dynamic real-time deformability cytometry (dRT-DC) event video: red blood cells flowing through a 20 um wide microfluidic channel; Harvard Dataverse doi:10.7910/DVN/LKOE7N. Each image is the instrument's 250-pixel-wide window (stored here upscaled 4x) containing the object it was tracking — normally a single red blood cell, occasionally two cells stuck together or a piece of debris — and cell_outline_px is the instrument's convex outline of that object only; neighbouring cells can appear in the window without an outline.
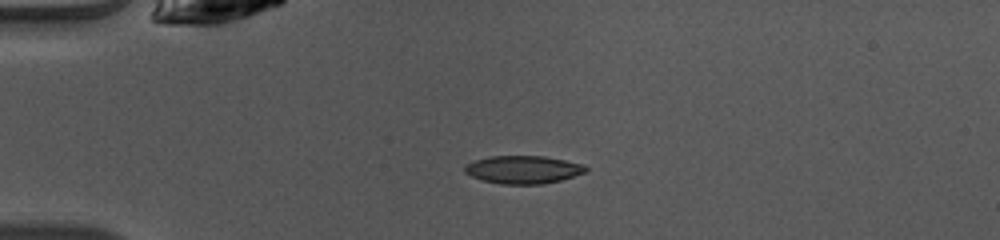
{"species": "common noctule bat (a hibernating species)", "species_latin": "Nyctalus noctula", "temperature_condition": "warm", "stored_images_in_passage": 38, "camera_frame_rate_fps": 3000, "um_per_image_px": 0.085, "animal": {"sex": "female", "body_mass_g": 10.0, "forearm_length_mm": 53.1}, "frame": {"image": 1, "passage_image": 1, "time_ms": 0.0, "image_size_px": [1000, 240], "cell_outline_px": [[588, 168], [584, 172], [560, 180], [540, 184], [500, 184], [480, 180], [464, 172], [464, 164], [488, 156], [544, 156], [584, 164]], "centroid_in_image_um": [44.42, 14.41], "position_along_channel_um": 40.6, "area_um2": 19.65}}
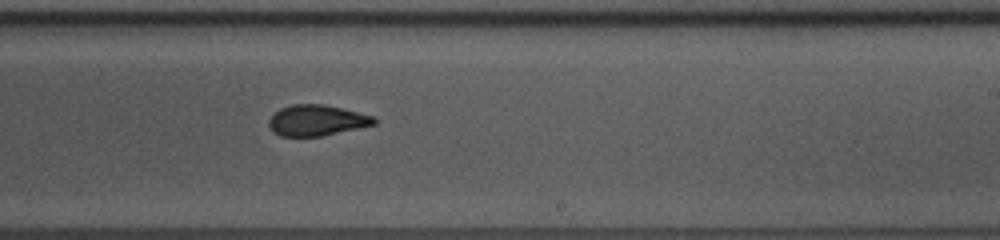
{"frame": {"image": 2, "passage_image": 19, "time_ms": 6.0, "image_size_px": [1000, 240], "cell_outline_px": [[376, 124], [320, 136], [280, 136], [272, 132], [268, 124], [268, 120], [280, 108], [292, 104], [324, 104], [376, 116]], "centroid_in_image_um": [26.91, 10.22], "position_along_channel_um": 262.1, "area_um2": 18.9}}
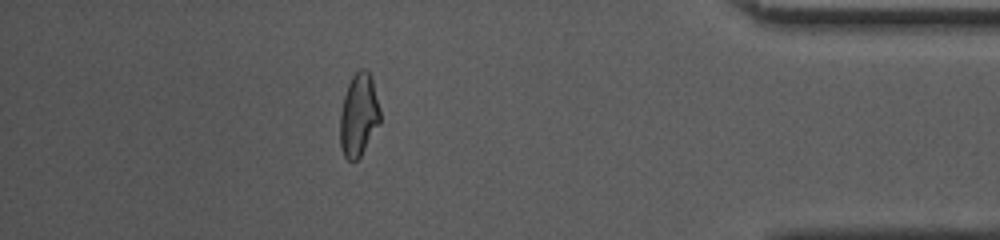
{"frame": {"image": 3, "passage_image": 32, "time_ms": 10.333, "image_size_px": [1000, 240], "cell_outline_px": [[380, 124], [360, 156], [356, 160], [348, 160], [344, 156], [340, 148], [340, 112], [344, 96], [348, 84], [352, 76], [360, 68], [364, 68], [372, 76], [380, 108]], "centroid_in_image_um": [30.49, 9.76], "position_along_channel_um": 404.7, "area_um2": 19.48}, "authors_computed_cell_mechanics": {"area_um2": 19.5653, "velocity_mm_per_s": 4.1185, "shape_relaxation_time_tau1_ms": 4.1018, "shape_relaxation_time_tau2_ms": 1.184, "deformation_change_tau1": 0.1845, "deformation_change_tau2": 0.0655}}